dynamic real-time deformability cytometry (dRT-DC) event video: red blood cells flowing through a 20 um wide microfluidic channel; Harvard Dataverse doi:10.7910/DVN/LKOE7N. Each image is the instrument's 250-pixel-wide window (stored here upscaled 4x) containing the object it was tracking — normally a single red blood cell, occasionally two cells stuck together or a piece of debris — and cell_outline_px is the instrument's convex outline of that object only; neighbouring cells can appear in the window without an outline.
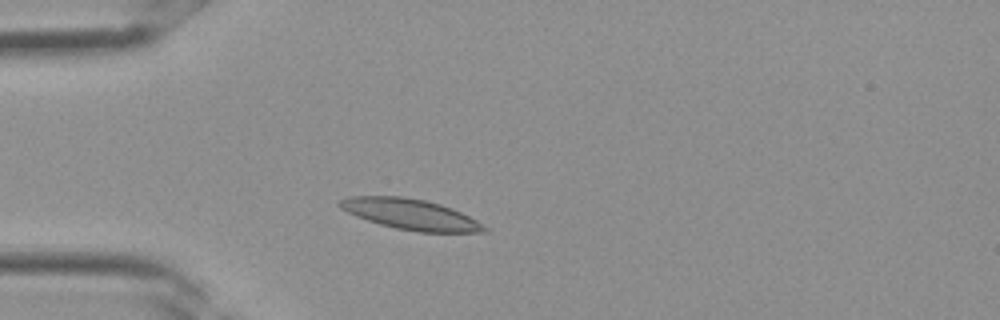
{"species": "Egyptian fruit bat (a non-hibernating species)", "species_latin": "Rousettus aegyptiacus", "temperature_condition": "room temperature", "stored_images_in_passage": 28, "camera_frame_rate_fps": 3000, "um_per_image_px": 0.085, "frame": {"image": 1, "passage_image": 5, "time_ms": 1.333, "image_size_px": [1000, 320], "cell_outline_px": [[488, 232], [416, 232], [396, 228], [380, 224], [356, 216], [340, 208], [336, 204], [340, 200], [352, 196], [404, 196], [424, 200], [440, 204], [452, 208], [476, 220], [488, 228]], "centroid_in_image_um": [34.89, 18.21], "position_along_channel_um": 50.1, "area_um2": 25.66}}
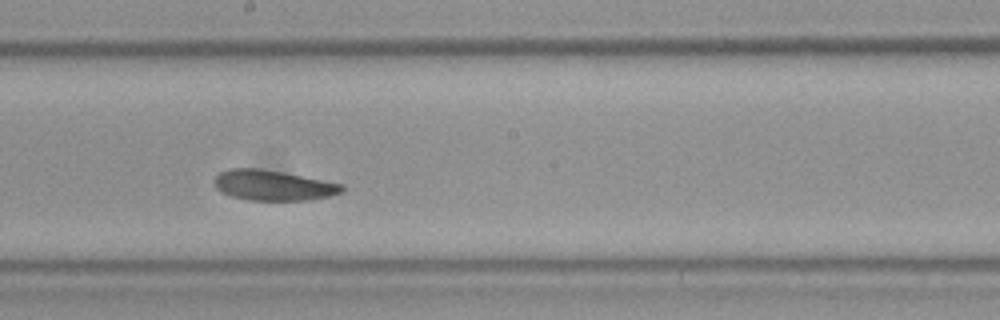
{"frame": {"image": 2, "passage_image": 15, "time_ms": 4.667, "image_size_px": [1000, 320], "cell_outline_px": [[344, 192], [328, 196], [308, 200], [248, 200], [232, 196], [220, 192], [216, 188], [212, 180], [220, 172], [228, 168], [260, 168], [284, 172], [344, 184]], "centroid_in_image_um": [23.2, 15.74], "position_along_channel_um": 225.0, "area_um2": 22.77}}
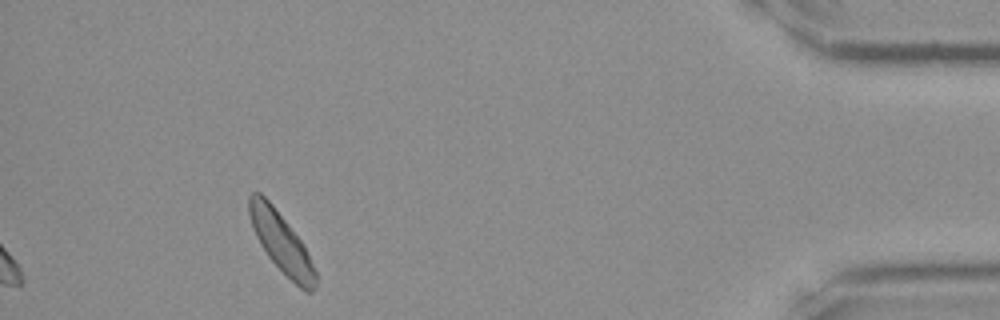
{"frame": {"image": 3, "passage_image": 28, "time_ms": 9.0, "image_size_px": [1000, 320], "cell_outline_px": [[316, 288], [312, 292], [304, 292], [268, 256], [260, 244], [252, 228], [248, 212], [248, 196], [252, 192], [260, 192], [272, 204], [304, 244], [316, 272]], "centroid_in_image_um": [23.9, 20.6], "position_along_channel_um": 411.3, "area_um2": 22.95}}